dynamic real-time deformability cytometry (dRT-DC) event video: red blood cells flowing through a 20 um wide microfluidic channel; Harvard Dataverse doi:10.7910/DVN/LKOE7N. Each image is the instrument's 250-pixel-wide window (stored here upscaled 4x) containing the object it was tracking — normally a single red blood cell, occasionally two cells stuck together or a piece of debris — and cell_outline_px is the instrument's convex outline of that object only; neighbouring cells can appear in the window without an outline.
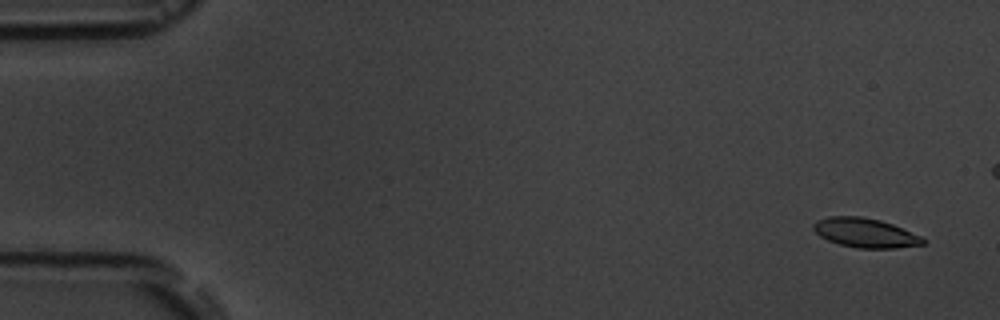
{"species": "common noctule bat (a hibernating species)", "species_latin": "Nyctalus noctula", "temperature_condition": "room temperature", "stored_images_in_passage": 6, "camera_frame_rate_fps": 3000, "um_per_image_px": 0.085, "animal": {"sex": "male", "body_mass_g": 19.5, "forearm_length_mm": 54.6}, "frame": {"image": 1, "passage_image": 1, "time_ms": 0.0, "image_size_px": [1000, 320], "cell_outline_px": [[928, 240], [924, 244], [896, 248], [856, 248], [840, 244], [828, 240], [820, 236], [812, 228], [812, 224], [816, 220], [828, 216], [860, 216], [880, 220], [892, 224], [920, 236]], "centroid_in_image_um": [73.52, 19.79], "position_along_channel_um": 11.5, "area_um2": 18.73}}